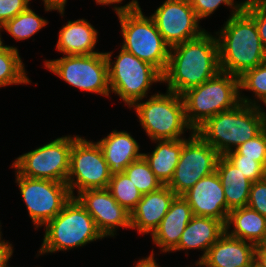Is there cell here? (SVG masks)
<instances>
[{
  "instance_id": "cell-1",
  "label": "cell",
  "mask_w": 266,
  "mask_h": 267,
  "mask_svg": "<svg viewBox=\"0 0 266 267\" xmlns=\"http://www.w3.org/2000/svg\"><path fill=\"white\" fill-rule=\"evenodd\" d=\"M217 36L205 31L201 36L170 48L163 74L167 90L182 95L220 72Z\"/></svg>"
},
{
  "instance_id": "cell-4",
  "label": "cell",
  "mask_w": 266,
  "mask_h": 267,
  "mask_svg": "<svg viewBox=\"0 0 266 267\" xmlns=\"http://www.w3.org/2000/svg\"><path fill=\"white\" fill-rule=\"evenodd\" d=\"M123 36L121 48L154 66L162 75L168 61L170 47L164 42L153 19L143 15L138 0L124 6H114Z\"/></svg>"
},
{
  "instance_id": "cell-7",
  "label": "cell",
  "mask_w": 266,
  "mask_h": 267,
  "mask_svg": "<svg viewBox=\"0 0 266 267\" xmlns=\"http://www.w3.org/2000/svg\"><path fill=\"white\" fill-rule=\"evenodd\" d=\"M131 108L135 109L151 141L183 139L184 131H194L186 120L183 98L177 93L157 92L146 102L137 101Z\"/></svg>"
},
{
  "instance_id": "cell-24",
  "label": "cell",
  "mask_w": 266,
  "mask_h": 267,
  "mask_svg": "<svg viewBox=\"0 0 266 267\" xmlns=\"http://www.w3.org/2000/svg\"><path fill=\"white\" fill-rule=\"evenodd\" d=\"M216 172L224 188L227 210L246 207L252 182L224 155H220Z\"/></svg>"
},
{
  "instance_id": "cell-25",
  "label": "cell",
  "mask_w": 266,
  "mask_h": 267,
  "mask_svg": "<svg viewBox=\"0 0 266 267\" xmlns=\"http://www.w3.org/2000/svg\"><path fill=\"white\" fill-rule=\"evenodd\" d=\"M157 146L152 153H143L155 176L163 185H167L174 174L179 162L183 139L155 140Z\"/></svg>"
},
{
  "instance_id": "cell-18",
  "label": "cell",
  "mask_w": 266,
  "mask_h": 267,
  "mask_svg": "<svg viewBox=\"0 0 266 267\" xmlns=\"http://www.w3.org/2000/svg\"><path fill=\"white\" fill-rule=\"evenodd\" d=\"M176 196L167 185L144 194L130 213L131 229H136L138 234H152Z\"/></svg>"
},
{
  "instance_id": "cell-9",
  "label": "cell",
  "mask_w": 266,
  "mask_h": 267,
  "mask_svg": "<svg viewBox=\"0 0 266 267\" xmlns=\"http://www.w3.org/2000/svg\"><path fill=\"white\" fill-rule=\"evenodd\" d=\"M44 66L82 91L111 95L108 62L105 52L92 55H64L62 58L45 60Z\"/></svg>"
},
{
  "instance_id": "cell-15",
  "label": "cell",
  "mask_w": 266,
  "mask_h": 267,
  "mask_svg": "<svg viewBox=\"0 0 266 267\" xmlns=\"http://www.w3.org/2000/svg\"><path fill=\"white\" fill-rule=\"evenodd\" d=\"M75 198L93 217L103 237L115 236L120 227L131 229L130 213L117 203L108 189H87Z\"/></svg>"
},
{
  "instance_id": "cell-37",
  "label": "cell",
  "mask_w": 266,
  "mask_h": 267,
  "mask_svg": "<svg viewBox=\"0 0 266 267\" xmlns=\"http://www.w3.org/2000/svg\"><path fill=\"white\" fill-rule=\"evenodd\" d=\"M13 246L8 241L2 240L0 235V267H9L10 258L13 255Z\"/></svg>"
},
{
  "instance_id": "cell-6",
  "label": "cell",
  "mask_w": 266,
  "mask_h": 267,
  "mask_svg": "<svg viewBox=\"0 0 266 267\" xmlns=\"http://www.w3.org/2000/svg\"><path fill=\"white\" fill-rule=\"evenodd\" d=\"M188 124L195 131L207 119L241 103L239 77L220 71L182 95Z\"/></svg>"
},
{
  "instance_id": "cell-29",
  "label": "cell",
  "mask_w": 266,
  "mask_h": 267,
  "mask_svg": "<svg viewBox=\"0 0 266 267\" xmlns=\"http://www.w3.org/2000/svg\"><path fill=\"white\" fill-rule=\"evenodd\" d=\"M107 189L117 203L129 213L136 207L143 196L123 171L112 174Z\"/></svg>"
},
{
  "instance_id": "cell-40",
  "label": "cell",
  "mask_w": 266,
  "mask_h": 267,
  "mask_svg": "<svg viewBox=\"0 0 266 267\" xmlns=\"http://www.w3.org/2000/svg\"><path fill=\"white\" fill-rule=\"evenodd\" d=\"M134 267H161L154 259L153 250L148 257L144 259H139Z\"/></svg>"
},
{
  "instance_id": "cell-2",
  "label": "cell",
  "mask_w": 266,
  "mask_h": 267,
  "mask_svg": "<svg viewBox=\"0 0 266 267\" xmlns=\"http://www.w3.org/2000/svg\"><path fill=\"white\" fill-rule=\"evenodd\" d=\"M216 32L220 70L240 77L266 61V48L258 34L255 21L244 11L227 19Z\"/></svg>"
},
{
  "instance_id": "cell-39",
  "label": "cell",
  "mask_w": 266,
  "mask_h": 267,
  "mask_svg": "<svg viewBox=\"0 0 266 267\" xmlns=\"http://www.w3.org/2000/svg\"><path fill=\"white\" fill-rule=\"evenodd\" d=\"M255 264L258 267H266V244L261 243L255 247Z\"/></svg>"
},
{
  "instance_id": "cell-19",
  "label": "cell",
  "mask_w": 266,
  "mask_h": 267,
  "mask_svg": "<svg viewBox=\"0 0 266 267\" xmlns=\"http://www.w3.org/2000/svg\"><path fill=\"white\" fill-rule=\"evenodd\" d=\"M193 216L183 196H176L159 226L151 234L153 243L161 252H171L178 245L181 234Z\"/></svg>"
},
{
  "instance_id": "cell-5",
  "label": "cell",
  "mask_w": 266,
  "mask_h": 267,
  "mask_svg": "<svg viewBox=\"0 0 266 267\" xmlns=\"http://www.w3.org/2000/svg\"><path fill=\"white\" fill-rule=\"evenodd\" d=\"M45 234L39 255L67 251L104 239L93 217L80 202L72 197L52 220L45 225Z\"/></svg>"
},
{
  "instance_id": "cell-31",
  "label": "cell",
  "mask_w": 266,
  "mask_h": 267,
  "mask_svg": "<svg viewBox=\"0 0 266 267\" xmlns=\"http://www.w3.org/2000/svg\"><path fill=\"white\" fill-rule=\"evenodd\" d=\"M224 156L252 183L266 177V168L260 162L244 158V155H240L236 150L230 151Z\"/></svg>"
},
{
  "instance_id": "cell-38",
  "label": "cell",
  "mask_w": 266,
  "mask_h": 267,
  "mask_svg": "<svg viewBox=\"0 0 266 267\" xmlns=\"http://www.w3.org/2000/svg\"><path fill=\"white\" fill-rule=\"evenodd\" d=\"M45 11H58L61 16H64L65 5L67 0H43Z\"/></svg>"
},
{
  "instance_id": "cell-35",
  "label": "cell",
  "mask_w": 266,
  "mask_h": 267,
  "mask_svg": "<svg viewBox=\"0 0 266 267\" xmlns=\"http://www.w3.org/2000/svg\"><path fill=\"white\" fill-rule=\"evenodd\" d=\"M247 206L266 217V177L251 184Z\"/></svg>"
},
{
  "instance_id": "cell-13",
  "label": "cell",
  "mask_w": 266,
  "mask_h": 267,
  "mask_svg": "<svg viewBox=\"0 0 266 267\" xmlns=\"http://www.w3.org/2000/svg\"><path fill=\"white\" fill-rule=\"evenodd\" d=\"M220 154L195 131L183 138V147L173 177L167 186L182 196L201 178L216 171Z\"/></svg>"
},
{
  "instance_id": "cell-17",
  "label": "cell",
  "mask_w": 266,
  "mask_h": 267,
  "mask_svg": "<svg viewBox=\"0 0 266 267\" xmlns=\"http://www.w3.org/2000/svg\"><path fill=\"white\" fill-rule=\"evenodd\" d=\"M255 247L251 242L229 236L226 232L209 248L197 267H252Z\"/></svg>"
},
{
  "instance_id": "cell-20",
  "label": "cell",
  "mask_w": 266,
  "mask_h": 267,
  "mask_svg": "<svg viewBox=\"0 0 266 267\" xmlns=\"http://www.w3.org/2000/svg\"><path fill=\"white\" fill-rule=\"evenodd\" d=\"M225 233V224L217 219L193 216L181 234L178 245L172 252L198 249L203 251L200 262L207 254L209 248Z\"/></svg>"
},
{
  "instance_id": "cell-3",
  "label": "cell",
  "mask_w": 266,
  "mask_h": 267,
  "mask_svg": "<svg viewBox=\"0 0 266 267\" xmlns=\"http://www.w3.org/2000/svg\"><path fill=\"white\" fill-rule=\"evenodd\" d=\"M240 103L207 119L195 132L220 155H226L266 127V111Z\"/></svg>"
},
{
  "instance_id": "cell-21",
  "label": "cell",
  "mask_w": 266,
  "mask_h": 267,
  "mask_svg": "<svg viewBox=\"0 0 266 267\" xmlns=\"http://www.w3.org/2000/svg\"><path fill=\"white\" fill-rule=\"evenodd\" d=\"M98 32L86 19L69 20L58 36L56 49L64 55H92L98 42Z\"/></svg>"
},
{
  "instance_id": "cell-36",
  "label": "cell",
  "mask_w": 266,
  "mask_h": 267,
  "mask_svg": "<svg viewBox=\"0 0 266 267\" xmlns=\"http://www.w3.org/2000/svg\"><path fill=\"white\" fill-rule=\"evenodd\" d=\"M31 0H0V24L4 25L29 7Z\"/></svg>"
},
{
  "instance_id": "cell-16",
  "label": "cell",
  "mask_w": 266,
  "mask_h": 267,
  "mask_svg": "<svg viewBox=\"0 0 266 267\" xmlns=\"http://www.w3.org/2000/svg\"><path fill=\"white\" fill-rule=\"evenodd\" d=\"M182 196L194 216L214 218L226 224L229 212L224 188L216 171L201 178Z\"/></svg>"
},
{
  "instance_id": "cell-22",
  "label": "cell",
  "mask_w": 266,
  "mask_h": 267,
  "mask_svg": "<svg viewBox=\"0 0 266 267\" xmlns=\"http://www.w3.org/2000/svg\"><path fill=\"white\" fill-rule=\"evenodd\" d=\"M97 143L113 173L124 171L129 164L143 156L139 143L127 131L113 130Z\"/></svg>"
},
{
  "instance_id": "cell-26",
  "label": "cell",
  "mask_w": 266,
  "mask_h": 267,
  "mask_svg": "<svg viewBox=\"0 0 266 267\" xmlns=\"http://www.w3.org/2000/svg\"><path fill=\"white\" fill-rule=\"evenodd\" d=\"M18 51L14 46L0 51V88L31 83Z\"/></svg>"
},
{
  "instance_id": "cell-23",
  "label": "cell",
  "mask_w": 266,
  "mask_h": 267,
  "mask_svg": "<svg viewBox=\"0 0 266 267\" xmlns=\"http://www.w3.org/2000/svg\"><path fill=\"white\" fill-rule=\"evenodd\" d=\"M231 225L233 229L230 232ZM225 232L231 237L251 242L254 245L264 243L266 240V217L248 206L230 210L225 224Z\"/></svg>"
},
{
  "instance_id": "cell-11",
  "label": "cell",
  "mask_w": 266,
  "mask_h": 267,
  "mask_svg": "<svg viewBox=\"0 0 266 267\" xmlns=\"http://www.w3.org/2000/svg\"><path fill=\"white\" fill-rule=\"evenodd\" d=\"M78 136L58 137L39 148L20 155L11 166L24 177L66 183L70 151L73 141Z\"/></svg>"
},
{
  "instance_id": "cell-42",
  "label": "cell",
  "mask_w": 266,
  "mask_h": 267,
  "mask_svg": "<svg viewBox=\"0 0 266 267\" xmlns=\"http://www.w3.org/2000/svg\"><path fill=\"white\" fill-rule=\"evenodd\" d=\"M4 29L3 25L0 24V31ZM8 45H4L3 40H2V36H1V32H0V51L4 50Z\"/></svg>"
},
{
  "instance_id": "cell-10",
  "label": "cell",
  "mask_w": 266,
  "mask_h": 267,
  "mask_svg": "<svg viewBox=\"0 0 266 267\" xmlns=\"http://www.w3.org/2000/svg\"><path fill=\"white\" fill-rule=\"evenodd\" d=\"M112 174L97 142L80 136L73 141L66 181L72 197L75 188L77 194L87 189H107Z\"/></svg>"
},
{
  "instance_id": "cell-41",
  "label": "cell",
  "mask_w": 266,
  "mask_h": 267,
  "mask_svg": "<svg viewBox=\"0 0 266 267\" xmlns=\"http://www.w3.org/2000/svg\"><path fill=\"white\" fill-rule=\"evenodd\" d=\"M123 0H95L96 4H101V5H112V4H119Z\"/></svg>"
},
{
  "instance_id": "cell-32",
  "label": "cell",
  "mask_w": 266,
  "mask_h": 267,
  "mask_svg": "<svg viewBox=\"0 0 266 267\" xmlns=\"http://www.w3.org/2000/svg\"><path fill=\"white\" fill-rule=\"evenodd\" d=\"M234 0H190L191 6L199 20L207 18L213 14L221 4L230 7L231 16L240 13L244 9V2Z\"/></svg>"
},
{
  "instance_id": "cell-14",
  "label": "cell",
  "mask_w": 266,
  "mask_h": 267,
  "mask_svg": "<svg viewBox=\"0 0 266 267\" xmlns=\"http://www.w3.org/2000/svg\"><path fill=\"white\" fill-rule=\"evenodd\" d=\"M171 48L201 36L206 30L199 27V19L190 0H165L150 16Z\"/></svg>"
},
{
  "instance_id": "cell-28",
  "label": "cell",
  "mask_w": 266,
  "mask_h": 267,
  "mask_svg": "<svg viewBox=\"0 0 266 267\" xmlns=\"http://www.w3.org/2000/svg\"><path fill=\"white\" fill-rule=\"evenodd\" d=\"M48 21L38 16L30 6L13 19L7 21L3 27L15 40H26L39 32Z\"/></svg>"
},
{
  "instance_id": "cell-12",
  "label": "cell",
  "mask_w": 266,
  "mask_h": 267,
  "mask_svg": "<svg viewBox=\"0 0 266 267\" xmlns=\"http://www.w3.org/2000/svg\"><path fill=\"white\" fill-rule=\"evenodd\" d=\"M15 173V182L36 229L52 220L72 198L66 183L24 177L17 171Z\"/></svg>"
},
{
  "instance_id": "cell-8",
  "label": "cell",
  "mask_w": 266,
  "mask_h": 267,
  "mask_svg": "<svg viewBox=\"0 0 266 267\" xmlns=\"http://www.w3.org/2000/svg\"><path fill=\"white\" fill-rule=\"evenodd\" d=\"M112 53L105 52L110 92L117 94L128 108L142 101L153 83L163 82V75L149 63L122 48L115 61H112Z\"/></svg>"
},
{
  "instance_id": "cell-30",
  "label": "cell",
  "mask_w": 266,
  "mask_h": 267,
  "mask_svg": "<svg viewBox=\"0 0 266 267\" xmlns=\"http://www.w3.org/2000/svg\"><path fill=\"white\" fill-rule=\"evenodd\" d=\"M123 172L128 176L142 195L154 192L164 186L155 176L143 156L129 164Z\"/></svg>"
},
{
  "instance_id": "cell-27",
  "label": "cell",
  "mask_w": 266,
  "mask_h": 267,
  "mask_svg": "<svg viewBox=\"0 0 266 267\" xmlns=\"http://www.w3.org/2000/svg\"><path fill=\"white\" fill-rule=\"evenodd\" d=\"M239 89H241V91L244 89L252 91L253 94H255V96H253L255 98L252 100L247 96L241 95L242 92L240 91V101L242 103L261 107L258 103L259 101L263 102L266 106V61L253 69L245 71L239 77ZM255 99H257V101Z\"/></svg>"
},
{
  "instance_id": "cell-33",
  "label": "cell",
  "mask_w": 266,
  "mask_h": 267,
  "mask_svg": "<svg viewBox=\"0 0 266 267\" xmlns=\"http://www.w3.org/2000/svg\"><path fill=\"white\" fill-rule=\"evenodd\" d=\"M244 158L254 159L266 168V127L254 138L235 149Z\"/></svg>"
},
{
  "instance_id": "cell-34",
  "label": "cell",
  "mask_w": 266,
  "mask_h": 267,
  "mask_svg": "<svg viewBox=\"0 0 266 267\" xmlns=\"http://www.w3.org/2000/svg\"><path fill=\"white\" fill-rule=\"evenodd\" d=\"M243 10L255 21L261 42L266 48V0H245Z\"/></svg>"
}]
</instances>
